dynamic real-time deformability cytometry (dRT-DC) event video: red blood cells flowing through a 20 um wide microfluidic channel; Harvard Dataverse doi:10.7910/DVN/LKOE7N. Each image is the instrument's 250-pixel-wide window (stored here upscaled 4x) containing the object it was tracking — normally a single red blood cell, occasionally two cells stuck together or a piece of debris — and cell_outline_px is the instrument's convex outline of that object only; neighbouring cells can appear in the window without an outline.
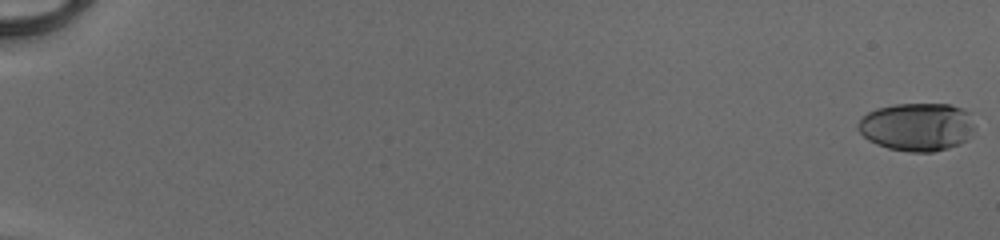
{"species": "human", "species_latin": "Homo sapiens", "temperature_condition": "cold", "stored_images_in_passage": 53, "camera_frame_rate_fps": 3000, "um_per_image_px": 0.085, "donor": {"sex": "male"}, "frame": {"image": 1, "passage_image": 1, "time_ms": 0.0, "image_size_px": [1000, 240], "cell_outline_px": [[972, 136], [960, 144], [948, 148], [932, 152], [908, 152], [888, 148], [876, 144], [868, 140], [856, 128], [856, 124], [868, 112], [876, 108], [896, 104], [952, 104], [964, 108], [972, 112]], "centroid_in_image_um": [77.97, 10.78], "position_along_channel_um": 7.0, "area_um2": 33.12}}
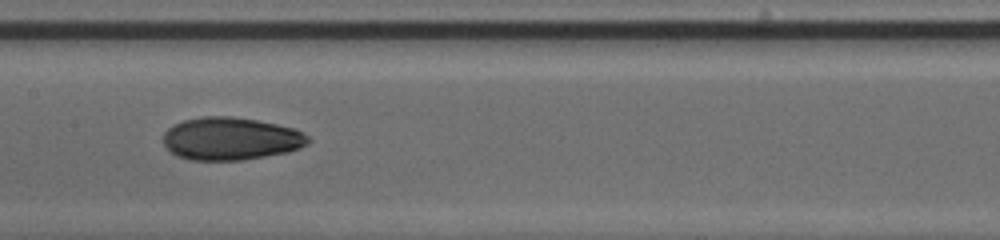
{"frame": {"image": 2, "passage_image": 30, "time_ms": 9.667, "image_size_px": [1000, 240], "cell_outline_px": [[312, 140], [308, 144], [300, 148], [288, 152], [240, 160], [192, 160], [180, 156], [172, 152], [164, 144], [164, 132], [172, 124], [184, 120], [204, 116], [232, 116], [256, 120], [276, 124], [292, 128], [304, 132]], "centroid_in_image_um": [19.64, 11.78], "position_along_channel_um": 187.8, "area_um2": 36.01}}
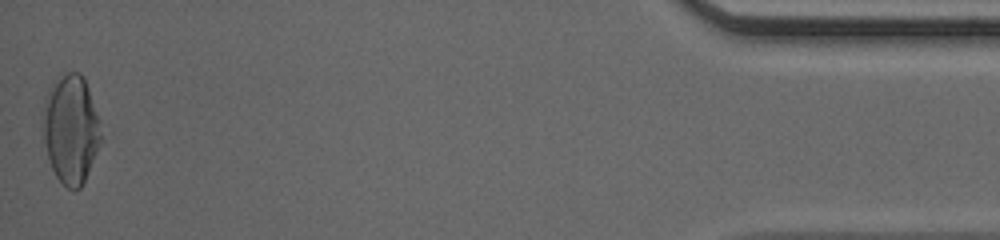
{"frame": {"image": 3, "passage_image": 53, "time_ms": 17.333, "image_size_px": [1000, 240], "cell_outline_px": [[100, 144], [84, 180], [80, 188], [72, 192], [56, 176], [52, 168], [48, 156], [44, 140], [44, 96], [52, 84], [56, 80], [68, 72], [80, 72], [84, 76], [100, 120]], "centroid_in_image_um": [6.03, 10.96], "position_along_channel_um": 429.2, "area_um2": 36.36}, "authors_computed_cell_mechanics": {"area_um2": 34.3332, "velocity_mm_per_s": 4.1519, "shape_relaxation_time_tau1_ms": 5.5567, "shape_relaxation_time_tau2_ms": 1.7243, "deformation_change_tau1": 0.2062, "deformation_change_tau2": 0.0627}}